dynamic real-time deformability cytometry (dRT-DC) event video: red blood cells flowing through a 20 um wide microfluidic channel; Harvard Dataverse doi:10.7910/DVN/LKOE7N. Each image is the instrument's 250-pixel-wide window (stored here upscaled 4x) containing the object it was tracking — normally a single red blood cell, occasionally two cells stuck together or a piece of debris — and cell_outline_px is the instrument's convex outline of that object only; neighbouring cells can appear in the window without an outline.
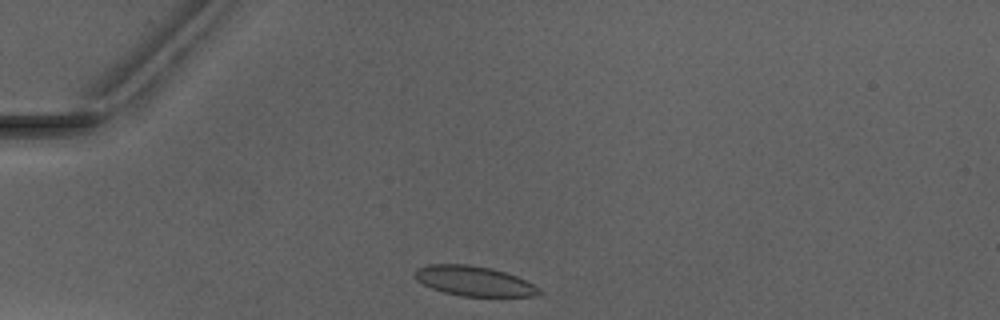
{"species": "Egyptian fruit bat (a non-hibernating species)", "species_latin": "Rousettus aegyptiacus", "temperature_condition": "warm", "stored_images_in_passage": 29, "camera_frame_rate_fps": 3000, "um_per_image_px": 0.085, "animal": {"sex": "male"}, "frame": {"image": 1, "passage_image": 1, "time_ms": 0.0, "image_size_px": [1000, 320], "cell_outline_px": [[544, 296], [464, 296], [444, 292], [432, 288], [416, 280], [412, 272], [416, 268], [428, 264], [468, 264], [492, 268], [516, 276], [540, 288], [544, 292]], "centroid_in_image_um": [40.3, 23.88], "position_along_channel_um": 44.7, "area_um2": 21.79}}
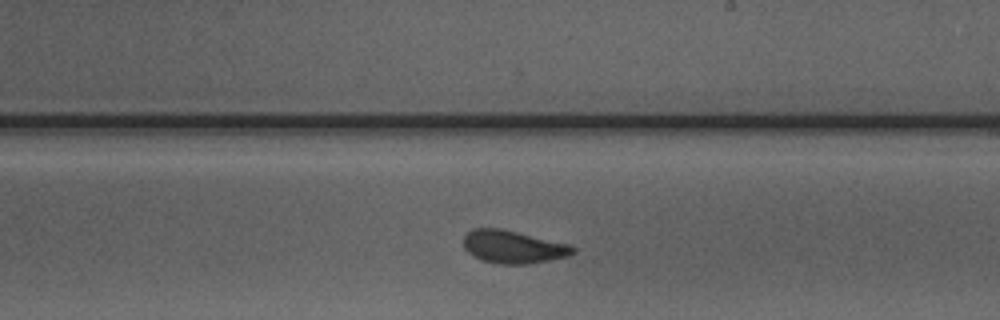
{"frame": {"image": 2, "passage_image": 18, "time_ms": 5.667, "image_size_px": [1000, 320], "cell_outline_px": [[576, 252], [568, 256], [528, 264], [500, 264], [480, 260], [472, 256], [464, 248], [464, 236], [472, 228], [500, 228], [572, 244], [576, 248]], "centroid_in_image_um": [43.63, 20.98], "position_along_channel_um": 245.4, "area_um2": 21.15}}
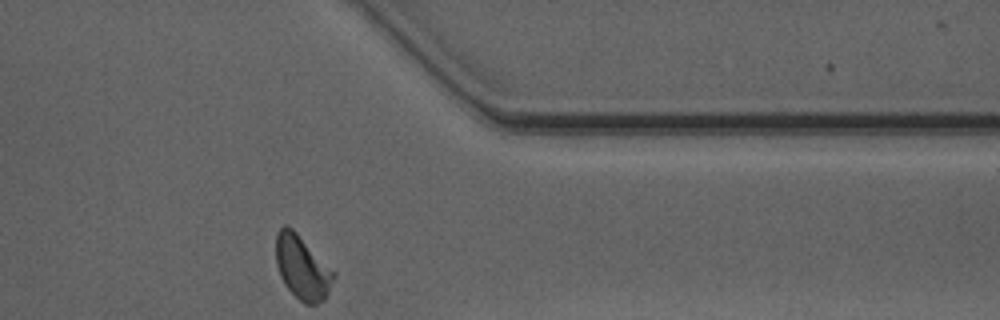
{"frame": {"image": 3, "passage_image": 29, "time_ms": 9.333, "image_size_px": [1000, 320], "cell_outline_px": [[336, 276], [324, 300], [316, 304], [304, 304], [288, 288], [280, 276], [276, 264], [276, 232], [284, 224], [292, 228], [336, 272]], "centroid_in_image_um": [25.7, 22.73], "position_along_channel_um": 385.7, "area_um2": 21.39}, "authors_computed_cell_mechanics": {"area_um2": 21.1548, "velocity_mm_per_s": 4.0748, "shape_relaxation_time_tau1_ms": 3.8321, "shape_relaxation_time_tau2_ms": 1.006, "deformation_change_tau1": 0.1302, "deformation_change_tau2": 0.0595}}